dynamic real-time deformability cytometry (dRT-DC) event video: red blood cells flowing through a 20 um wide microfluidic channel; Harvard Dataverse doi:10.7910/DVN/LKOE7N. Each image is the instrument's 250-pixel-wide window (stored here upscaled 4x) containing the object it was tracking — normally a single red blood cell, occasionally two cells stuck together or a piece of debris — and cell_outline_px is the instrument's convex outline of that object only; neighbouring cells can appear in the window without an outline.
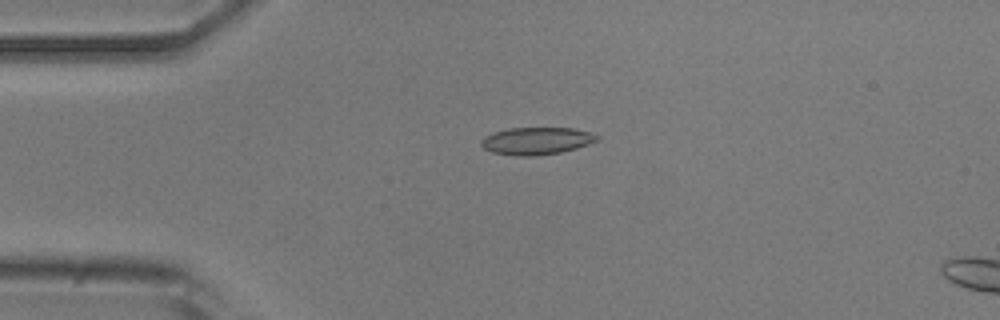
{"species": "common noctule bat (a hibernating species)", "species_latin": "Nyctalus noctula", "temperature_condition": "room temperature", "stored_images_in_passage": 5, "camera_frame_rate_fps": 3000, "um_per_image_px": 0.085, "animal": {"sex": "male", "body_mass_g": 20.5, "forearm_length_mm": 52.5}, "frame": {"image": 1, "passage_image": 3, "time_ms": 0.667, "image_size_px": [1000, 320], "cell_outline_px": [[600, 140], [576, 148], [560, 152], [536, 156], [516, 156], [492, 152], [484, 148], [480, 144], [480, 140], [484, 136], [492, 132], [508, 128], [572, 128], [588, 132], [600, 136]], "centroid_in_image_um": [45.57, 11.97], "position_along_channel_um": 39.4, "area_um2": 18.55}}